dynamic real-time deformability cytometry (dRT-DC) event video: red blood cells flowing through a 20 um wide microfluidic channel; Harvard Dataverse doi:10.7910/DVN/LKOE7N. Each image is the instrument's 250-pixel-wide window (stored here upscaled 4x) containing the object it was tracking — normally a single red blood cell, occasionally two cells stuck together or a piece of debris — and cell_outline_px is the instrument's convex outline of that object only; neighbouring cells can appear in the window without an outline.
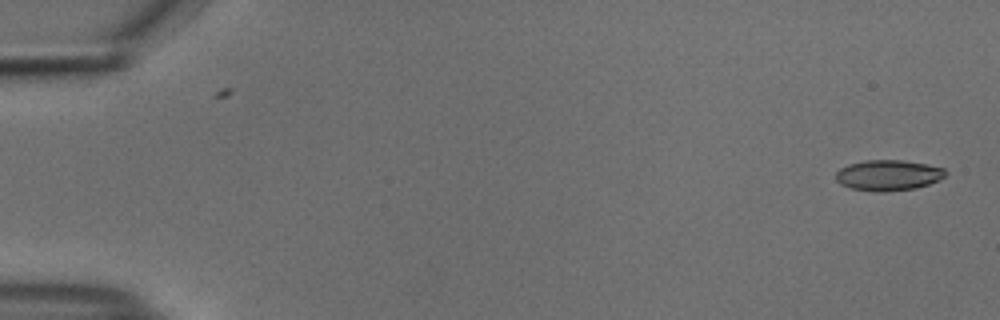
{"species": "common noctule bat (a hibernating species)", "species_latin": "Nyctalus noctula", "temperature_condition": "cold", "stored_images_in_passage": 13, "camera_frame_rate_fps": 3000, "um_per_image_px": 0.085, "animal": {"sex": "male", "body_mass_g": 18.8}, "frame": {"image": 1, "passage_image": 1, "time_ms": 0.0, "image_size_px": [1000, 320], "cell_outline_px": [[948, 172], [944, 176], [928, 184], [916, 188], [884, 192], [876, 192], [852, 188], [840, 184], [836, 180], [836, 172], [840, 168], [848, 164], [864, 160], [904, 160], [928, 164], [944, 168]], "centroid_in_image_um": [75.49, 14.88], "position_along_channel_um": 9.5, "area_um2": 19.65}}